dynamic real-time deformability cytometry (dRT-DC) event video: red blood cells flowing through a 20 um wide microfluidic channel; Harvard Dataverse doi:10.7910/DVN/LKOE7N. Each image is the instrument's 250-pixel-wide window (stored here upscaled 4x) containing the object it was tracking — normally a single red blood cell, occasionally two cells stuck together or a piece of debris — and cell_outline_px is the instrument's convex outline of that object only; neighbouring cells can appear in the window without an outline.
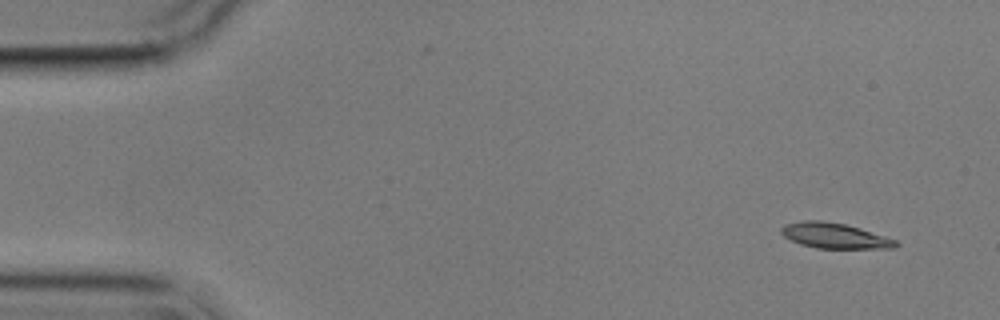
{"species": "common noctule bat (a hibernating species)", "species_latin": "Nyctalus noctula", "temperature_condition": "cold", "stored_images_in_passage": 5, "camera_frame_rate_fps": 3000, "um_per_image_px": 0.085, "animal": {"sex": "male", "body_mass_g": 17.9}, "frame": {"image": 1, "passage_image": 1, "time_ms": 0.0, "image_size_px": [1000, 320], "cell_outline_px": [[900, 244], [896, 248], [816, 248], [800, 244], [784, 236], [780, 232], [780, 228], [784, 224], [800, 220], [820, 220], [844, 224], [860, 228], [896, 240]], "centroid_in_image_um": [70.91, 20.03], "position_along_channel_um": 14.1, "area_um2": 16.94}}